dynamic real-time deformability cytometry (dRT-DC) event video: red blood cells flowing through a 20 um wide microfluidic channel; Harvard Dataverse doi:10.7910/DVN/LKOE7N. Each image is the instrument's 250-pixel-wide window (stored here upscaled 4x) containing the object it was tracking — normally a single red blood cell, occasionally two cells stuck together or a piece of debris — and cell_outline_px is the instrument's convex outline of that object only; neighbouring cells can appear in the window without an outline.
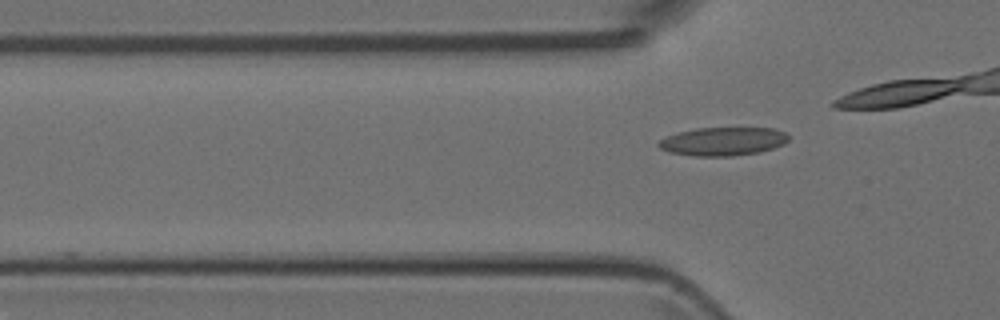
{"species": "Egyptian fruit bat (a non-hibernating species)", "species_latin": "Rousettus aegyptiacus", "temperature_condition": "room temperature", "stored_images_in_passage": 4, "segment_of_instrument_passage": [2, 2], "camera_frame_rate_fps": 3000, "um_per_image_px": 0.085, "animal": {"sex": "female"}, "frame": {"image": 1, "passage_image": 4, "time_ms": 3.667, "image_size_px": [1000, 320], "cell_outline_px": [[788, 140], [784, 144], [760, 152], [732, 156], [696, 156], [668, 152], [660, 148], [656, 144], [660, 140], [668, 136], [680, 132], [696, 128], [776, 128], [784, 132], [788, 136]], "centroid_in_image_um": [61.46, 12.02], "position_along_channel_um": 64.3, "area_um2": 21.44}}